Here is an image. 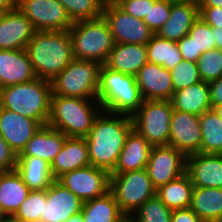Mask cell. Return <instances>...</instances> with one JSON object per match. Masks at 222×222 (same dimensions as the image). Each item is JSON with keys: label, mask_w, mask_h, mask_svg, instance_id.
Returning <instances> with one entry per match:
<instances>
[{"label": "cell", "mask_w": 222, "mask_h": 222, "mask_svg": "<svg viewBox=\"0 0 222 222\" xmlns=\"http://www.w3.org/2000/svg\"><path fill=\"white\" fill-rule=\"evenodd\" d=\"M108 114H99L85 139L89 148L90 164L111 174L126 137L133 129V120L126 115Z\"/></svg>", "instance_id": "obj_1"}, {"label": "cell", "mask_w": 222, "mask_h": 222, "mask_svg": "<svg viewBox=\"0 0 222 222\" xmlns=\"http://www.w3.org/2000/svg\"><path fill=\"white\" fill-rule=\"evenodd\" d=\"M26 51L37 78L50 82L74 59L68 31H36Z\"/></svg>", "instance_id": "obj_2"}, {"label": "cell", "mask_w": 222, "mask_h": 222, "mask_svg": "<svg viewBox=\"0 0 222 222\" xmlns=\"http://www.w3.org/2000/svg\"><path fill=\"white\" fill-rule=\"evenodd\" d=\"M51 95L50 116L47 125L67 137L85 138L94 121L103 113L98 100ZM96 104H95V102ZM95 106L99 107L95 109ZM100 110V112H99Z\"/></svg>", "instance_id": "obj_3"}, {"label": "cell", "mask_w": 222, "mask_h": 222, "mask_svg": "<svg viewBox=\"0 0 222 222\" xmlns=\"http://www.w3.org/2000/svg\"><path fill=\"white\" fill-rule=\"evenodd\" d=\"M97 100L102 111L132 117L140 108L143 98L136 76L114 71L104 64L99 73Z\"/></svg>", "instance_id": "obj_4"}, {"label": "cell", "mask_w": 222, "mask_h": 222, "mask_svg": "<svg viewBox=\"0 0 222 222\" xmlns=\"http://www.w3.org/2000/svg\"><path fill=\"white\" fill-rule=\"evenodd\" d=\"M51 82L36 78L0 89V107L47 125L50 116Z\"/></svg>", "instance_id": "obj_5"}, {"label": "cell", "mask_w": 222, "mask_h": 222, "mask_svg": "<svg viewBox=\"0 0 222 222\" xmlns=\"http://www.w3.org/2000/svg\"><path fill=\"white\" fill-rule=\"evenodd\" d=\"M68 32L73 58L105 64L115 42L103 17L73 22Z\"/></svg>", "instance_id": "obj_6"}, {"label": "cell", "mask_w": 222, "mask_h": 222, "mask_svg": "<svg viewBox=\"0 0 222 222\" xmlns=\"http://www.w3.org/2000/svg\"><path fill=\"white\" fill-rule=\"evenodd\" d=\"M100 68L98 62L74 58L51 80L52 95L97 100Z\"/></svg>", "instance_id": "obj_7"}, {"label": "cell", "mask_w": 222, "mask_h": 222, "mask_svg": "<svg viewBox=\"0 0 222 222\" xmlns=\"http://www.w3.org/2000/svg\"><path fill=\"white\" fill-rule=\"evenodd\" d=\"M173 106L169 100H143L132 116L133 129L152 146L169 144Z\"/></svg>", "instance_id": "obj_8"}, {"label": "cell", "mask_w": 222, "mask_h": 222, "mask_svg": "<svg viewBox=\"0 0 222 222\" xmlns=\"http://www.w3.org/2000/svg\"><path fill=\"white\" fill-rule=\"evenodd\" d=\"M124 214H134L148 199L156 195L145 169L110 175V189Z\"/></svg>", "instance_id": "obj_9"}, {"label": "cell", "mask_w": 222, "mask_h": 222, "mask_svg": "<svg viewBox=\"0 0 222 222\" xmlns=\"http://www.w3.org/2000/svg\"><path fill=\"white\" fill-rule=\"evenodd\" d=\"M102 17L108 23L115 43L146 45L154 35L143 19L124 12L114 1L105 3Z\"/></svg>", "instance_id": "obj_10"}, {"label": "cell", "mask_w": 222, "mask_h": 222, "mask_svg": "<svg viewBox=\"0 0 222 222\" xmlns=\"http://www.w3.org/2000/svg\"><path fill=\"white\" fill-rule=\"evenodd\" d=\"M36 31H68L73 22L59 0H17Z\"/></svg>", "instance_id": "obj_11"}, {"label": "cell", "mask_w": 222, "mask_h": 222, "mask_svg": "<svg viewBox=\"0 0 222 222\" xmlns=\"http://www.w3.org/2000/svg\"><path fill=\"white\" fill-rule=\"evenodd\" d=\"M57 181L82 202L102 197L110 189V174L92 165L65 173Z\"/></svg>", "instance_id": "obj_12"}, {"label": "cell", "mask_w": 222, "mask_h": 222, "mask_svg": "<svg viewBox=\"0 0 222 222\" xmlns=\"http://www.w3.org/2000/svg\"><path fill=\"white\" fill-rule=\"evenodd\" d=\"M186 158L170 145L153 146L146 166L153 187L157 190L186 173Z\"/></svg>", "instance_id": "obj_13"}, {"label": "cell", "mask_w": 222, "mask_h": 222, "mask_svg": "<svg viewBox=\"0 0 222 222\" xmlns=\"http://www.w3.org/2000/svg\"><path fill=\"white\" fill-rule=\"evenodd\" d=\"M186 156L200 153L201 125L199 116L173 109L169 144Z\"/></svg>", "instance_id": "obj_14"}, {"label": "cell", "mask_w": 222, "mask_h": 222, "mask_svg": "<svg viewBox=\"0 0 222 222\" xmlns=\"http://www.w3.org/2000/svg\"><path fill=\"white\" fill-rule=\"evenodd\" d=\"M46 198L41 222H62L82 210L83 202L57 180L46 189Z\"/></svg>", "instance_id": "obj_15"}, {"label": "cell", "mask_w": 222, "mask_h": 222, "mask_svg": "<svg viewBox=\"0 0 222 222\" xmlns=\"http://www.w3.org/2000/svg\"><path fill=\"white\" fill-rule=\"evenodd\" d=\"M40 127L36 120L0 107V136L17 155Z\"/></svg>", "instance_id": "obj_16"}, {"label": "cell", "mask_w": 222, "mask_h": 222, "mask_svg": "<svg viewBox=\"0 0 222 222\" xmlns=\"http://www.w3.org/2000/svg\"><path fill=\"white\" fill-rule=\"evenodd\" d=\"M35 32L30 20L15 7L0 20V49H26Z\"/></svg>", "instance_id": "obj_17"}, {"label": "cell", "mask_w": 222, "mask_h": 222, "mask_svg": "<svg viewBox=\"0 0 222 222\" xmlns=\"http://www.w3.org/2000/svg\"><path fill=\"white\" fill-rule=\"evenodd\" d=\"M186 173L194 187L222 188V154L188 155Z\"/></svg>", "instance_id": "obj_18"}, {"label": "cell", "mask_w": 222, "mask_h": 222, "mask_svg": "<svg viewBox=\"0 0 222 222\" xmlns=\"http://www.w3.org/2000/svg\"><path fill=\"white\" fill-rule=\"evenodd\" d=\"M136 82L143 100H171L174 92L171 73L147 62L137 73Z\"/></svg>", "instance_id": "obj_19"}, {"label": "cell", "mask_w": 222, "mask_h": 222, "mask_svg": "<svg viewBox=\"0 0 222 222\" xmlns=\"http://www.w3.org/2000/svg\"><path fill=\"white\" fill-rule=\"evenodd\" d=\"M36 78L26 49H0V89Z\"/></svg>", "instance_id": "obj_20"}, {"label": "cell", "mask_w": 222, "mask_h": 222, "mask_svg": "<svg viewBox=\"0 0 222 222\" xmlns=\"http://www.w3.org/2000/svg\"><path fill=\"white\" fill-rule=\"evenodd\" d=\"M198 18V0L173 1L169 19L156 34L170 41L178 42L181 38L188 35L192 25Z\"/></svg>", "instance_id": "obj_21"}, {"label": "cell", "mask_w": 222, "mask_h": 222, "mask_svg": "<svg viewBox=\"0 0 222 222\" xmlns=\"http://www.w3.org/2000/svg\"><path fill=\"white\" fill-rule=\"evenodd\" d=\"M152 147L143 136L132 129L126 137L116 166L110 175L145 169Z\"/></svg>", "instance_id": "obj_22"}, {"label": "cell", "mask_w": 222, "mask_h": 222, "mask_svg": "<svg viewBox=\"0 0 222 222\" xmlns=\"http://www.w3.org/2000/svg\"><path fill=\"white\" fill-rule=\"evenodd\" d=\"M89 148L85 138L67 137L60 152L50 164L54 180L75 169L89 166Z\"/></svg>", "instance_id": "obj_23"}, {"label": "cell", "mask_w": 222, "mask_h": 222, "mask_svg": "<svg viewBox=\"0 0 222 222\" xmlns=\"http://www.w3.org/2000/svg\"><path fill=\"white\" fill-rule=\"evenodd\" d=\"M66 138L61 131L48 125L41 126L17 157H38L51 164L63 148Z\"/></svg>", "instance_id": "obj_24"}, {"label": "cell", "mask_w": 222, "mask_h": 222, "mask_svg": "<svg viewBox=\"0 0 222 222\" xmlns=\"http://www.w3.org/2000/svg\"><path fill=\"white\" fill-rule=\"evenodd\" d=\"M147 62L146 45L115 43L104 65L114 71L136 76Z\"/></svg>", "instance_id": "obj_25"}, {"label": "cell", "mask_w": 222, "mask_h": 222, "mask_svg": "<svg viewBox=\"0 0 222 222\" xmlns=\"http://www.w3.org/2000/svg\"><path fill=\"white\" fill-rule=\"evenodd\" d=\"M170 101L174 110L200 116L212 109L209 83L200 81L175 91Z\"/></svg>", "instance_id": "obj_26"}, {"label": "cell", "mask_w": 222, "mask_h": 222, "mask_svg": "<svg viewBox=\"0 0 222 222\" xmlns=\"http://www.w3.org/2000/svg\"><path fill=\"white\" fill-rule=\"evenodd\" d=\"M30 191L16 169L0 172V208L5 215H14Z\"/></svg>", "instance_id": "obj_27"}, {"label": "cell", "mask_w": 222, "mask_h": 222, "mask_svg": "<svg viewBox=\"0 0 222 222\" xmlns=\"http://www.w3.org/2000/svg\"><path fill=\"white\" fill-rule=\"evenodd\" d=\"M190 209L203 222H222V188L194 187Z\"/></svg>", "instance_id": "obj_28"}, {"label": "cell", "mask_w": 222, "mask_h": 222, "mask_svg": "<svg viewBox=\"0 0 222 222\" xmlns=\"http://www.w3.org/2000/svg\"><path fill=\"white\" fill-rule=\"evenodd\" d=\"M16 171L30 190H46L54 181L50 164L38 157H17Z\"/></svg>", "instance_id": "obj_29"}, {"label": "cell", "mask_w": 222, "mask_h": 222, "mask_svg": "<svg viewBox=\"0 0 222 222\" xmlns=\"http://www.w3.org/2000/svg\"><path fill=\"white\" fill-rule=\"evenodd\" d=\"M194 185L187 173L159 187L156 196L171 209L190 208Z\"/></svg>", "instance_id": "obj_30"}, {"label": "cell", "mask_w": 222, "mask_h": 222, "mask_svg": "<svg viewBox=\"0 0 222 222\" xmlns=\"http://www.w3.org/2000/svg\"><path fill=\"white\" fill-rule=\"evenodd\" d=\"M80 213L84 222H116L124 215L110 191L102 197L83 202Z\"/></svg>", "instance_id": "obj_31"}, {"label": "cell", "mask_w": 222, "mask_h": 222, "mask_svg": "<svg viewBox=\"0 0 222 222\" xmlns=\"http://www.w3.org/2000/svg\"><path fill=\"white\" fill-rule=\"evenodd\" d=\"M146 47L148 62L160 65L168 71L183 61L177 42L162 38L156 33Z\"/></svg>", "instance_id": "obj_32"}, {"label": "cell", "mask_w": 222, "mask_h": 222, "mask_svg": "<svg viewBox=\"0 0 222 222\" xmlns=\"http://www.w3.org/2000/svg\"><path fill=\"white\" fill-rule=\"evenodd\" d=\"M202 154H222V121L211 109L199 116Z\"/></svg>", "instance_id": "obj_33"}, {"label": "cell", "mask_w": 222, "mask_h": 222, "mask_svg": "<svg viewBox=\"0 0 222 222\" xmlns=\"http://www.w3.org/2000/svg\"><path fill=\"white\" fill-rule=\"evenodd\" d=\"M72 22L102 17L105 0H59Z\"/></svg>", "instance_id": "obj_34"}, {"label": "cell", "mask_w": 222, "mask_h": 222, "mask_svg": "<svg viewBox=\"0 0 222 222\" xmlns=\"http://www.w3.org/2000/svg\"><path fill=\"white\" fill-rule=\"evenodd\" d=\"M46 203V190H31L14 216L26 222H41Z\"/></svg>", "instance_id": "obj_35"}, {"label": "cell", "mask_w": 222, "mask_h": 222, "mask_svg": "<svg viewBox=\"0 0 222 222\" xmlns=\"http://www.w3.org/2000/svg\"><path fill=\"white\" fill-rule=\"evenodd\" d=\"M188 35L193 38L195 46V62L199 57L212 49H215L214 27L206 23L201 17H199L192 25Z\"/></svg>", "instance_id": "obj_36"}, {"label": "cell", "mask_w": 222, "mask_h": 222, "mask_svg": "<svg viewBox=\"0 0 222 222\" xmlns=\"http://www.w3.org/2000/svg\"><path fill=\"white\" fill-rule=\"evenodd\" d=\"M136 214V215H135ZM172 210L155 195L134 213L137 222H171Z\"/></svg>", "instance_id": "obj_37"}, {"label": "cell", "mask_w": 222, "mask_h": 222, "mask_svg": "<svg viewBox=\"0 0 222 222\" xmlns=\"http://www.w3.org/2000/svg\"><path fill=\"white\" fill-rule=\"evenodd\" d=\"M196 63L202 81L209 83L222 77V50H209Z\"/></svg>", "instance_id": "obj_38"}, {"label": "cell", "mask_w": 222, "mask_h": 222, "mask_svg": "<svg viewBox=\"0 0 222 222\" xmlns=\"http://www.w3.org/2000/svg\"><path fill=\"white\" fill-rule=\"evenodd\" d=\"M170 73L174 92L202 81L196 62L183 60Z\"/></svg>", "instance_id": "obj_39"}, {"label": "cell", "mask_w": 222, "mask_h": 222, "mask_svg": "<svg viewBox=\"0 0 222 222\" xmlns=\"http://www.w3.org/2000/svg\"><path fill=\"white\" fill-rule=\"evenodd\" d=\"M172 3V0H149L148 16L143 21L154 33L169 19Z\"/></svg>", "instance_id": "obj_40"}, {"label": "cell", "mask_w": 222, "mask_h": 222, "mask_svg": "<svg viewBox=\"0 0 222 222\" xmlns=\"http://www.w3.org/2000/svg\"><path fill=\"white\" fill-rule=\"evenodd\" d=\"M126 13L140 19L148 16L149 0H114Z\"/></svg>", "instance_id": "obj_41"}, {"label": "cell", "mask_w": 222, "mask_h": 222, "mask_svg": "<svg viewBox=\"0 0 222 222\" xmlns=\"http://www.w3.org/2000/svg\"><path fill=\"white\" fill-rule=\"evenodd\" d=\"M17 154L9 144L0 136V172H8L16 169Z\"/></svg>", "instance_id": "obj_42"}, {"label": "cell", "mask_w": 222, "mask_h": 222, "mask_svg": "<svg viewBox=\"0 0 222 222\" xmlns=\"http://www.w3.org/2000/svg\"><path fill=\"white\" fill-rule=\"evenodd\" d=\"M199 17L212 27L222 28L221 7H199Z\"/></svg>", "instance_id": "obj_43"}, {"label": "cell", "mask_w": 222, "mask_h": 222, "mask_svg": "<svg viewBox=\"0 0 222 222\" xmlns=\"http://www.w3.org/2000/svg\"><path fill=\"white\" fill-rule=\"evenodd\" d=\"M177 44L183 60L195 62V46L193 38H191L189 35H186L181 38Z\"/></svg>", "instance_id": "obj_44"}, {"label": "cell", "mask_w": 222, "mask_h": 222, "mask_svg": "<svg viewBox=\"0 0 222 222\" xmlns=\"http://www.w3.org/2000/svg\"><path fill=\"white\" fill-rule=\"evenodd\" d=\"M171 222H203L190 208L172 210Z\"/></svg>", "instance_id": "obj_45"}, {"label": "cell", "mask_w": 222, "mask_h": 222, "mask_svg": "<svg viewBox=\"0 0 222 222\" xmlns=\"http://www.w3.org/2000/svg\"><path fill=\"white\" fill-rule=\"evenodd\" d=\"M211 106L222 104V77L217 80L209 82Z\"/></svg>", "instance_id": "obj_46"}, {"label": "cell", "mask_w": 222, "mask_h": 222, "mask_svg": "<svg viewBox=\"0 0 222 222\" xmlns=\"http://www.w3.org/2000/svg\"><path fill=\"white\" fill-rule=\"evenodd\" d=\"M17 0H0V11L7 12L16 7Z\"/></svg>", "instance_id": "obj_47"}, {"label": "cell", "mask_w": 222, "mask_h": 222, "mask_svg": "<svg viewBox=\"0 0 222 222\" xmlns=\"http://www.w3.org/2000/svg\"><path fill=\"white\" fill-rule=\"evenodd\" d=\"M215 48L222 50V28L214 27V38Z\"/></svg>", "instance_id": "obj_48"}, {"label": "cell", "mask_w": 222, "mask_h": 222, "mask_svg": "<svg viewBox=\"0 0 222 222\" xmlns=\"http://www.w3.org/2000/svg\"><path fill=\"white\" fill-rule=\"evenodd\" d=\"M199 7H221L222 0H198Z\"/></svg>", "instance_id": "obj_49"}, {"label": "cell", "mask_w": 222, "mask_h": 222, "mask_svg": "<svg viewBox=\"0 0 222 222\" xmlns=\"http://www.w3.org/2000/svg\"><path fill=\"white\" fill-rule=\"evenodd\" d=\"M132 216L131 214H124L116 222H137V219L134 217V214H132Z\"/></svg>", "instance_id": "obj_50"}, {"label": "cell", "mask_w": 222, "mask_h": 222, "mask_svg": "<svg viewBox=\"0 0 222 222\" xmlns=\"http://www.w3.org/2000/svg\"><path fill=\"white\" fill-rule=\"evenodd\" d=\"M62 222H84L83 217L81 215V213L71 216L70 218H68L67 220H64Z\"/></svg>", "instance_id": "obj_51"}, {"label": "cell", "mask_w": 222, "mask_h": 222, "mask_svg": "<svg viewBox=\"0 0 222 222\" xmlns=\"http://www.w3.org/2000/svg\"><path fill=\"white\" fill-rule=\"evenodd\" d=\"M3 222H26L16 218L14 215H5Z\"/></svg>", "instance_id": "obj_52"}, {"label": "cell", "mask_w": 222, "mask_h": 222, "mask_svg": "<svg viewBox=\"0 0 222 222\" xmlns=\"http://www.w3.org/2000/svg\"><path fill=\"white\" fill-rule=\"evenodd\" d=\"M216 114L218 115V117L221 119L222 121V104L220 105H215L213 108H212Z\"/></svg>", "instance_id": "obj_53"}, {"label": "cell", "mask_w": 222, "mask_h": 222, "mask_svg": "<svg viewBox=\"0 0 222 222\" xmlns=\"http://www.w3.org/2000/svg\"><path fill=\"white\" fill-rule=\"evenodd\" d=\"M5 217V214L2 212L1 208H0V222H3Z\"/></svg>", "instance_id": "obj_54"}, {"label": "cell", "mask_w": 222, "mask_h": 222, "mask_svg": "<svg viewBox=\"0 0 222 222\" xmlns=\"http://www.w3.org/2000/svg\"><path fill=\"white\" fill-rule=\"evenodd\" d=\"M4 13H5V12H1V11H0V20H1V18L3 17Z\"/></svg>", "instance_id": "obj_55"}, {"label": "cell", "mask_w": 222, "mask_h": 222, "mask_svg": "<svg viewBox=\"0 0 222 222\" xmlns=\"http://www.w3.org/2000/svg\"><path fill=\"white\" fill-rule=\"evenodd\" d=\"M172 1H193V0H172Z\"/></svg>", "instance_id": "obj_56"}]
</instances>
